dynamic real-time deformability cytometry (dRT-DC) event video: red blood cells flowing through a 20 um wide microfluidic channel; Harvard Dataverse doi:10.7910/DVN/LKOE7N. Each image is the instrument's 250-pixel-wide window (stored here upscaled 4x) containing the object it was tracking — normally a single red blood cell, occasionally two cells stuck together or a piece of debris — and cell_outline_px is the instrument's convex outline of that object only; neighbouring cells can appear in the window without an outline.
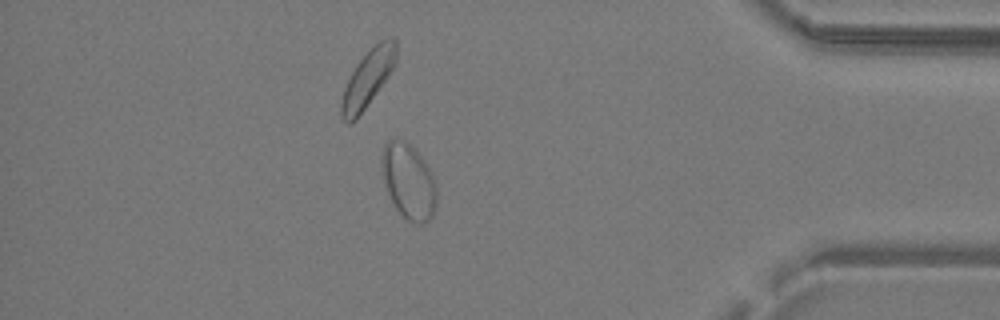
{"species": "common noctule bat (a hibernating species)", "species_latin": "Nyctalus noctula", "temperature_condition": "warm", "stored_images_in_passage": 34, "camera_frame_rate_fps": 3000, "um_per_image_px": 0.085, "animal": {"sex": "male", "body_mass_g": 19.2, "forearm_length_mm": 51.8}, "frame": {"image": 1, "passage_image": 29, "time_ms": 9.333, "image_size_px": [1000, 320], "cell_outline_px": [[436, 204], [432, 216], [428, 220], [420, 224], [416, 224], [408, 220], [396, 208], [388, 192], [384, 180], [380, 160], [384, 144], [388, 140], [400, 140], [408, 144], [420, 156], [428, 168], [432, 176], [436, 188]], "centroid_in_image_um": [34.71, 15.43], "position_along_channel_um": 400.5, "area_um2": 23.47}}